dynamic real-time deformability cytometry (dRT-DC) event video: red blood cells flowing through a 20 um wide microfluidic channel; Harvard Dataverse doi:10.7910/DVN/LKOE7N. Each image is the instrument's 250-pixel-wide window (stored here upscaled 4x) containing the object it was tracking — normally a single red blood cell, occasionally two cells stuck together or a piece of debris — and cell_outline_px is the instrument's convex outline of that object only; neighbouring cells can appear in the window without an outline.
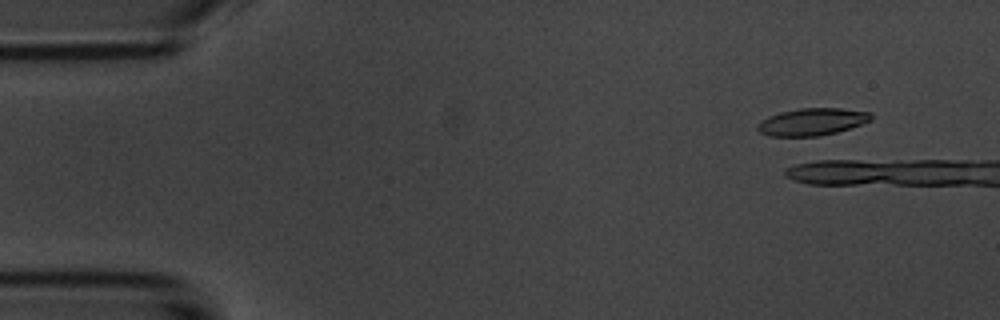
{"species": "common noctule bat (a hibernating species)", "species_latin": "Nyctalus noctula", "temperature_condition": "room temperature", "stored_images_in_passage": 3, "camera_frame_rate_fps": 3000, "um_per_image_px": 0.085, "animal": {"sex": "male", "body_mass_g": 20.1, "forearm_length_mm": 53.5}, "frame": {"image": 1, "passage_image": 2, "time_ms": 1.0, "image_size_px": [1000, 320], "cell_outline_px": [[872, 120], [836, 132], [820, 136], [768, 136], [760, 132], [756, 128], [756, 124], [768, 116], [780, 112], [800, 108], [840, 108], [872, 112]], "centroid_in_image_um": [69.0, 10.35], "position_along_channel_um": 16.0, "area_um2": 18.03}}